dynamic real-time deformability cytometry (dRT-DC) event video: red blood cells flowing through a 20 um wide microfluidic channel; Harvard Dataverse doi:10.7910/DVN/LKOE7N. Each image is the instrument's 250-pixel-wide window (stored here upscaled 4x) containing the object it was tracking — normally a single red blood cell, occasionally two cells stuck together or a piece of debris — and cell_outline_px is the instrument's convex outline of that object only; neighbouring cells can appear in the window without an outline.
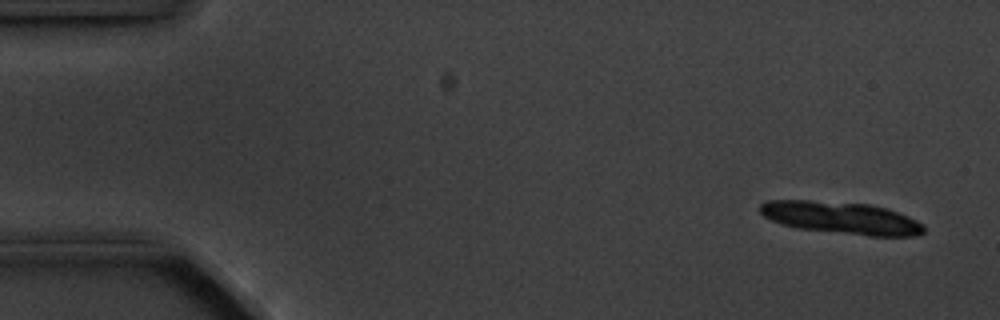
{"species": "common noctule bat (a hibernating species)", "species_latin": "Nyctalus noctula", "temperature_condition": "cold", "stored_images_in_passage": 6, "segment_of_instrument_passage": [1, 2], "camera_frame_rate_fps": 3000, "um_per_image_px": 0.085, "animal": {"sex": "male", "body_mass_g": 20.1, "forearm_length_mm": 53.5}, "frame": {"image": 1, "passage_image": 1, "time_ms": 0.0, "image_size_px": [1000, 320], "cell_outline_px": [[924, 232], [916, 236], [868, 236], [796, 228], [780, 224], [764, 216], [760, 212], [760, 204], [764, 200], [808, 200], [868, 204], [884, 208], [908, 216], [924, 224]], "centroid_in_image_um": [71.48, 18.52], "position_along_channel_um": 13.5, "area_um2": 30.81}}